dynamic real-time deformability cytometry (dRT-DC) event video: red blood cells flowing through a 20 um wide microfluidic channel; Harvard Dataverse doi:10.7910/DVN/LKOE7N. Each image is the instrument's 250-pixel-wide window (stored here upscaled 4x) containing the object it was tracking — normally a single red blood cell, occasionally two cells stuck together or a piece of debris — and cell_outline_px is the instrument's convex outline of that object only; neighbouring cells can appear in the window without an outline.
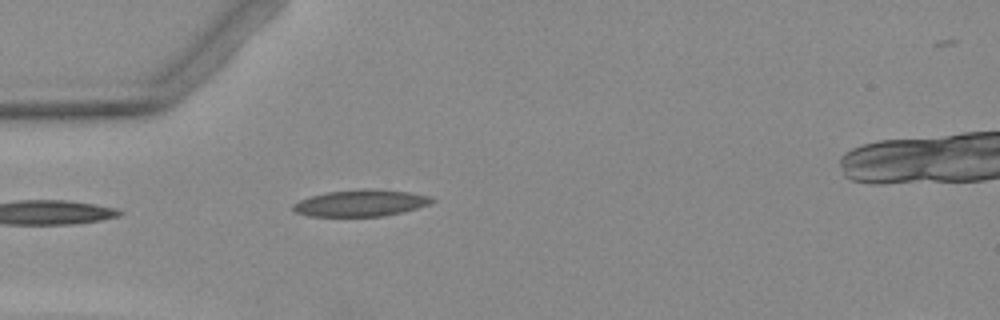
{"species": "Egyptian fruit bat (a non-hibernating species)", "species_latin": "Rousettus aegyptiacus", "temperature_condition": "warm", "stored_images_in_passage": 5, "camera_frame_rate_fps": 3000, "um_per_image_px": 0.085, "animal": {"sex": "female"}, "frame": {"image": 1, "passage_image": 1, "time_ms": 0.0, "image_size_px": [1000, 320], "cell_outline_px": [[436, 200], [428, 204], [416, 208], [384, 216], [308, 216], [296, 212], [292, 208], [292, 204], [300, 200], [312, 196], [328, 192], [360, 188], [372, 188], [408, 192], [432, 196]], "centroid_in_image_um": [30.67, 17.25], "position_along_channel_um": 54.3, "area_um2": 21.5}}